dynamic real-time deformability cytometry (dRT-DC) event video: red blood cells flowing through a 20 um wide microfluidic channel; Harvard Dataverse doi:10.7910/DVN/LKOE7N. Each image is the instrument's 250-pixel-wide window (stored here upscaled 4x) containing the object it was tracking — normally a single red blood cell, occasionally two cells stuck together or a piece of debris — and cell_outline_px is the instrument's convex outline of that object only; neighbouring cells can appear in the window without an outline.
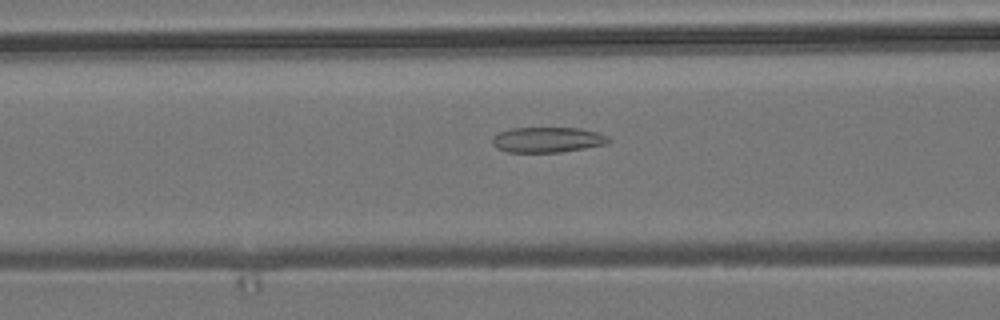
{"species": "common noctule bat (a hibernating species)", "species_latin": "Nyctalus noctula", "temperature_condition": "room temperature", "stored_images_in_passage": 53, "camera_frame_rate_fps": 3000, "um_per_image_px": 0.085, "animal": {"sex": "male", "body_mass_g": 19.2, "forearm_length_mm": 51.8}, "frame": {"image": 1, "passage_image": 21, "time_ms": 6.667, "image_size_px": [1000, 320], "cell_outline_px": [[612, 140], [608, 144], [560, 152], [508, 152], [496, 148], [492, 144], [492, 136], [508, 128], [580, 128], [596, 132], [608, 136]], "centroid_in_image_um": [46.53, 11.88], "position_along_channel_um": 120.1, "area_um2": 17.28}}
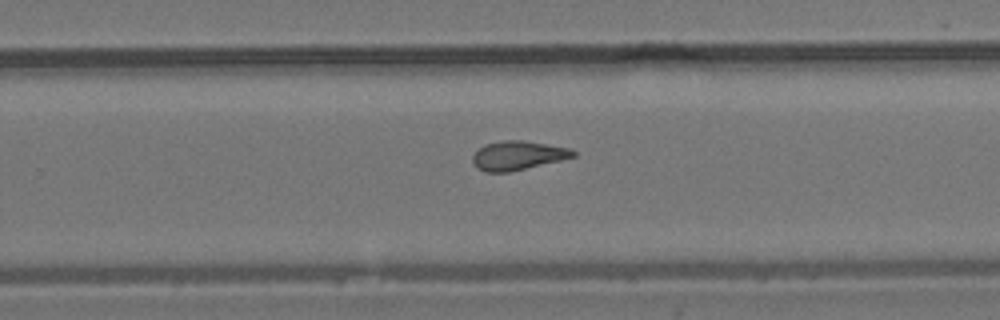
{"frame": {"image": 2, "passage_image": 34, "time_ms": 11.0, "image_size_px": [1000, 320], "cell_outline_px": [[576, 156], [560, 160], [508, 172], [484, 172], [476, 168], [472, 160], [472, 156], [484, 144], [504, 140], [524, 140], [572, 148], [576, 152]], "centroid_in_image_um": [44.01, 13.2], "position_along_channel_um": 285.8, "area_um2": 16.99}}
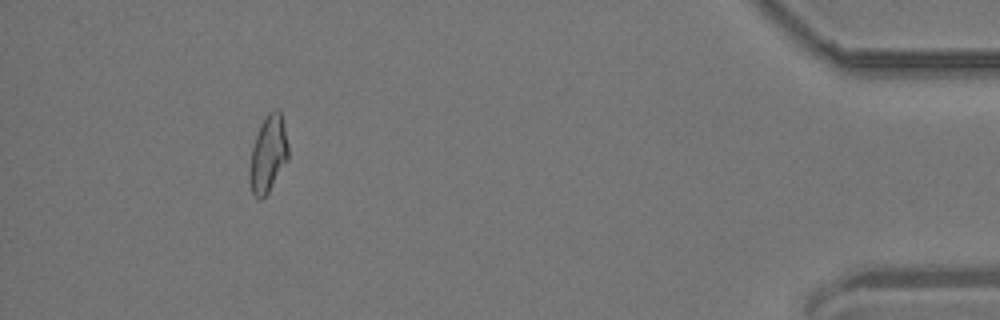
{"frame": {"image": 3, "passage_image": 49, "time_ms": 16.0, "image_size_px": [1000, 320], "cell_outline_px": [[288, 160], [268, 192], [260, 200], [252, 192], [248, 176], [252, 148], [260, 124], [264, 116], [272, 108], [280, 108], [288, 144]], "centroid_in_image_um": [22.79, 13.04], "position_along_channel_um": 412.4, "area_um2": 17.4}, "authors_computed_cell_mechanics": {"area_um2": 17.5712, "velocity_mm_per_s": 3.8296, "shape_relaxation_time_tau1_ms": null, "shape_relaxation_time_tau2_ms": 3.4663, "deformation_change_tau1": null, "deformation_change_tau2": 0.1223}}